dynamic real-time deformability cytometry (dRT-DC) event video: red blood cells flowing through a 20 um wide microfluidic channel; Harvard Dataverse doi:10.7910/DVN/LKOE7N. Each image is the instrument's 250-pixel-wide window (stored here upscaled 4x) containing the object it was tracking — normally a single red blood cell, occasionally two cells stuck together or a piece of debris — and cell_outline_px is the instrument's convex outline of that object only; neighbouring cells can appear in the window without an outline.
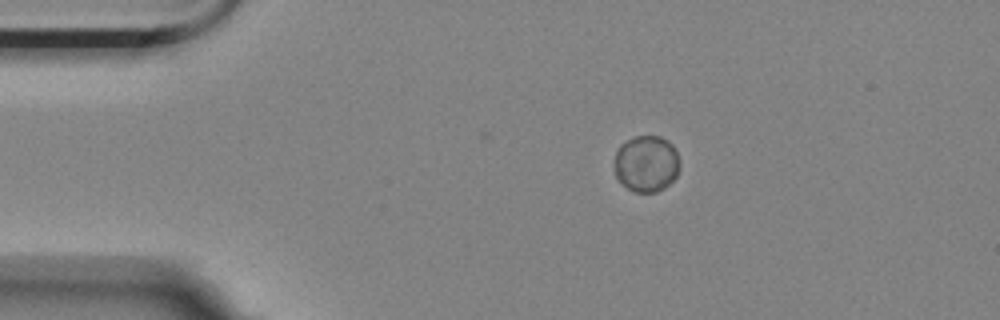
{"species": "Egyptian fruit bat (a non-hibernating species)", "species_latin": "Rousettus aegyptiacus", "temperature_condition": "room temperature", "stored_images_in_passage": 5, "camera_frame_rate_fps": 3000, "um_per_image_px": 0.085, "animal": {"sex": "female"}, "frame": {"image": 1, "passage_image": 4, "time_ms": 1.0, "image_size_px": [1000, 320], "cell_outline_px": [[680, 168], [676, 176], [664, 188], [656, 192], [636, 192], [628, 188], [616, 176], [616, 152], [620, 144], [632, 136], [660, 136], [668, 140], [672, 144], [680, 160]], "centroid_in_image_um": [54.97, 13.89], "position_along_channel_um": 30.0, "area_um2": 21.44}}